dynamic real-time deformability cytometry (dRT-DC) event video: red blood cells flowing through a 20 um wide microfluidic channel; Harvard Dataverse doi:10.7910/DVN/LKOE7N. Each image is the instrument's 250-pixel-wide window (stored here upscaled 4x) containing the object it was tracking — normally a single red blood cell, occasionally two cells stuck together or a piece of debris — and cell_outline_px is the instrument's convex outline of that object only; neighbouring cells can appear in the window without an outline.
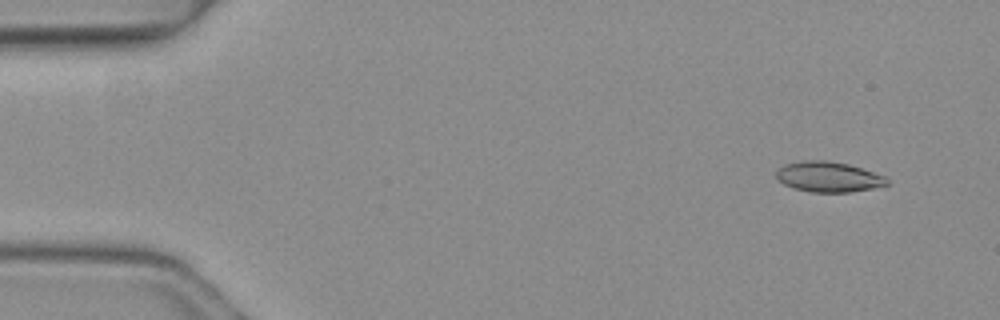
{"species": "common noctule bat (a hibernating species)", "species_latin": "Nyctalus noctula", "temperature_condition": "warm", "stored_images_in_passage": 4, "camera_frame_rate_fps": 3000, "um_per_image_px": 0.085, "animal": {"sex": "female", "body_mass_g": 19.3, "forearm_length_mm": 54.1}, "frame": {"image": 1, "passage_image": 1, "time_ms": 0.0, "image_size_px": [1000, 320], "cell_outline_px": [[888, 184], [872, 188], [848, 192], [808, 192], [792, 188], [776, 180], [776, 172], [784, 164], [800, 160], [828, 160], [848, 164], [888, 176]], "centroid_in_image_um": [70.4, 15.02], "position_along_channel_um": 14.6, "area_um2": 19.83}}
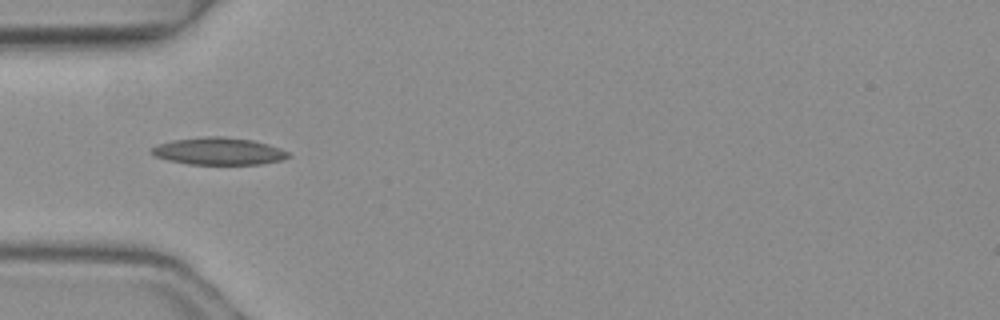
{"frame": {"image": 2, "passage_image": 4, "time_ms": 1.0, "image_size_px": [1000, 320], "cell_outline_px": [[292, 156], [284, 160], [260, 164], [188, 164], [168, 160], [152, 156], [148, 152], [152, 148], [160, 144], [172, 140], [204, 136], [220, 136], [252, 140], [280, 148], [288, 152]], "centroid_in_image_um": [18.57, 12.86], "position_along_channel_um": 66.4, "area_um2": 21.79}}